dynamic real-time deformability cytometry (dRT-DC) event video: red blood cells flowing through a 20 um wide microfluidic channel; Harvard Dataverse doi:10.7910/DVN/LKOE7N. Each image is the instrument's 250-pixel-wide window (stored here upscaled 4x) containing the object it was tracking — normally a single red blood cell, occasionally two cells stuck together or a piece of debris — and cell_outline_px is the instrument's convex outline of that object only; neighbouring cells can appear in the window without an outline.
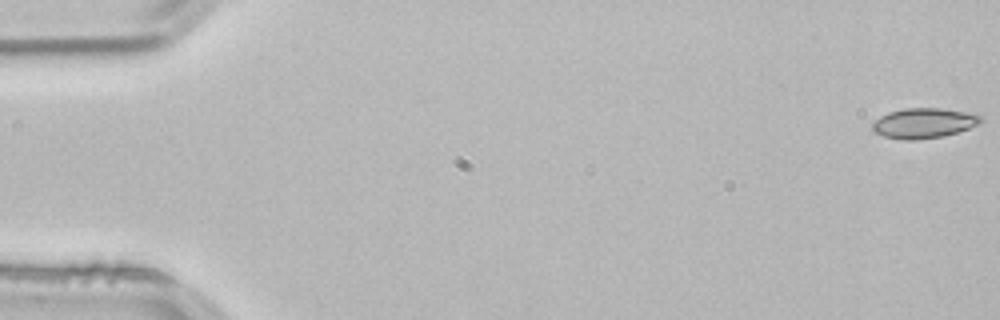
{"species": "common noctule bat (a hibernating species)", "species_latin": "Nyctalus noctula", "temperature_condition": "room temperature", "stored_images_in_passage": 11, "camera_frame_rate_fps": 3000, "um_per_image_px": 0.085, "animal": {"sex": "male", "body_mass_g": 21.5, "forearm_length_mm": 52.0}, "frame": {"image": 1, "passage_image": 1, "time_ms": 0.0, "image_size_px": [1000, 320], "cell_outline_px": [[984, 120], [980, 124], [944, 136], [916, 140], [900, 140], [884, 136], [872, 132], [872, 124], [880, 116], [888, 112], [904, 108], [940, 108], [964, 112], [980, 116]], "centroid_in_image_um": [78.48, 10.47], "position_along_channel_um": 6.5, "area_um2": 19.02}}